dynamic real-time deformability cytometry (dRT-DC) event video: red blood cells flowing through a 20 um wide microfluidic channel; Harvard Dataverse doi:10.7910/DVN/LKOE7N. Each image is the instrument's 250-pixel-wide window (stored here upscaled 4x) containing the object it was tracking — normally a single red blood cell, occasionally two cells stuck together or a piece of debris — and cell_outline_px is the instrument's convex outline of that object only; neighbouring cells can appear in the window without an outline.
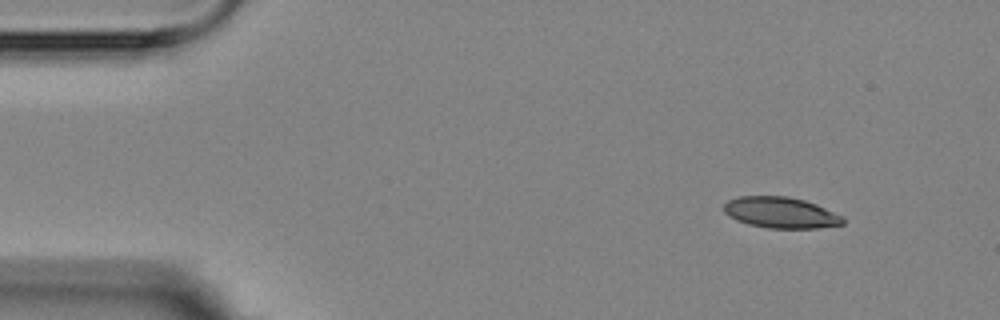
{"species": "Egyptian fruit bat (a non-hibernating species)", "species_latin": "Rousettus aegyptiacus", "temperature_condition": "room temperature", "stored_images_in_passage": 4, "camera_frame_rate_fps": 3000, "um_per_image_px": 0.085, "animal": {"sex": "female"}, "frame": {"image": 1, "passage_image": 1, "time_ms": 0.0, "image_size_px": [1000, 320], "cell_outline_px": [[844, 224], [816, 228], [768, 228], [748, 224], [736, 220], [728, 216], [724, 212], [724, 204], [728, 200], [740, 196], [788, 196], [804, 200], [816, 204], [844, 216]], "centroid_in_image_um": [66.36, 18.07], "position_along_channel_um": 18.6, "area_um2": 21.62}}
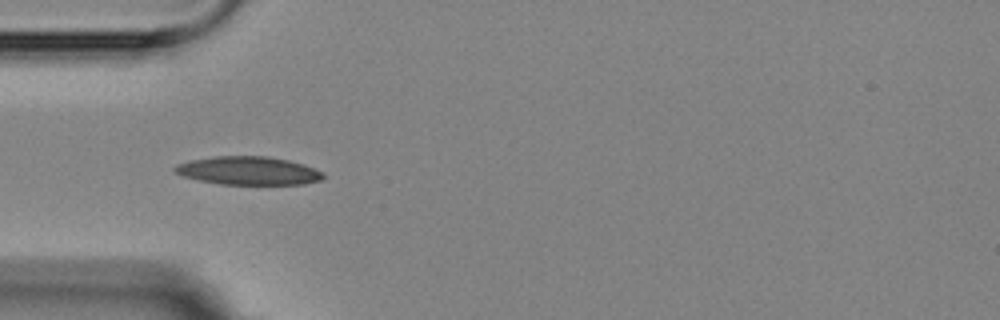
{"frame": {"image": 2, "passage_image": 3, "time_ms": 3.667, "image_size_px": [1000, 320], "cell_outline_px": [[324, 176], [320, 180], [304, 184], [220, 184], [200, 180], [184, 176], [176, 172], [172, 168], [176, 164], [192, 160], [216, 156], [268, 156], [288, 160], [304, 164], [324, 172]], "centroid_in_image_um": [21.13, 14.5], "position_along_channel_um": 63.9, "area_um2": 24.33}}
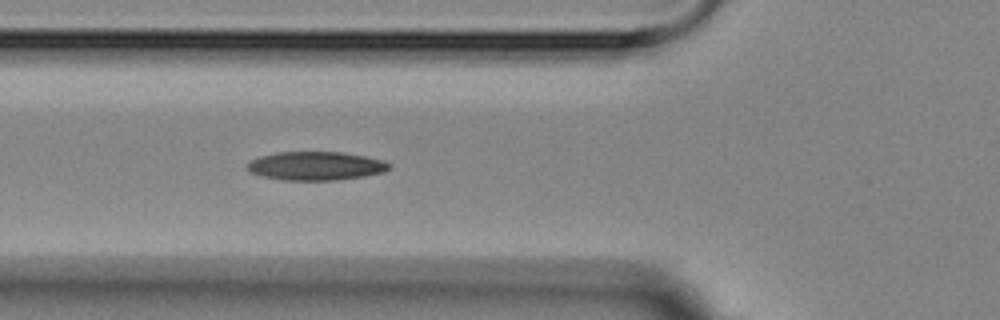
{"frame": {"image": 3, "passage_image": 4, "time_ms": 4.667, "image_size_px": [1000, 320], "cell_outline_px": [[392, 168], [384, 172], [364, 176], [336, 180], [284, 180], [264, 176], [252, 172], [244, 168], [252, 160], [260, 156], [276, 152], [344, 152], [384, 160], [392, 164]], "centroid_in_image_um": [26.89, 14.1], "position_along_channel_um": 98.9, "area_um2": 23.7}}